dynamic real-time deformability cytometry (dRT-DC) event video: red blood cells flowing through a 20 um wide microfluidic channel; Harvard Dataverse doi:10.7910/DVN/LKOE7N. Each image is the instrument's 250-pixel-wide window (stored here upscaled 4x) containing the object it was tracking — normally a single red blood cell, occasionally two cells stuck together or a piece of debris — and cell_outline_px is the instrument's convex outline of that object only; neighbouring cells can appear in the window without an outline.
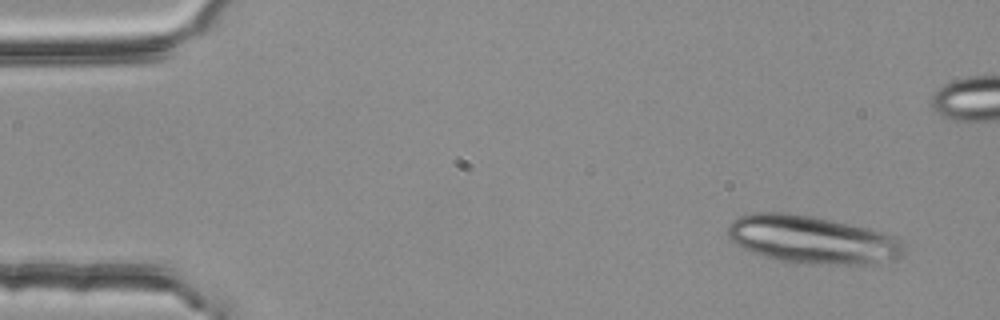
{"species": "common noctule bat (a hibernating species)", "species_latin": "Nyctalus noctula", "temperature_condition": "room temperature", "stored_images_in_passage": 4, "camera_frame_rate_fps": 3000, "um_per_image_px": 0.085, "animal": {"sex": "female", "body_mass_g": 25.1}, "frame": {"image": 1, "passage_image": 1, "time_ms": 0.0, "image_size_px": [1000, 320], "cell_outline_px": [[904, 256], [872, 264], [828, 264], [772, 260], [748, 252], [736, 244], [728, 236], [728, 224], [732, 220], [740, 216], [752, 212], [788, 212], [812, 216], [832, 220], [868, 228], [884, 232], [900, 240], [904, 244]], "centroid_in_image_um": [69.0, 20.36], "position_along_channel_um": 16.0, "area_um2": 49.36}}